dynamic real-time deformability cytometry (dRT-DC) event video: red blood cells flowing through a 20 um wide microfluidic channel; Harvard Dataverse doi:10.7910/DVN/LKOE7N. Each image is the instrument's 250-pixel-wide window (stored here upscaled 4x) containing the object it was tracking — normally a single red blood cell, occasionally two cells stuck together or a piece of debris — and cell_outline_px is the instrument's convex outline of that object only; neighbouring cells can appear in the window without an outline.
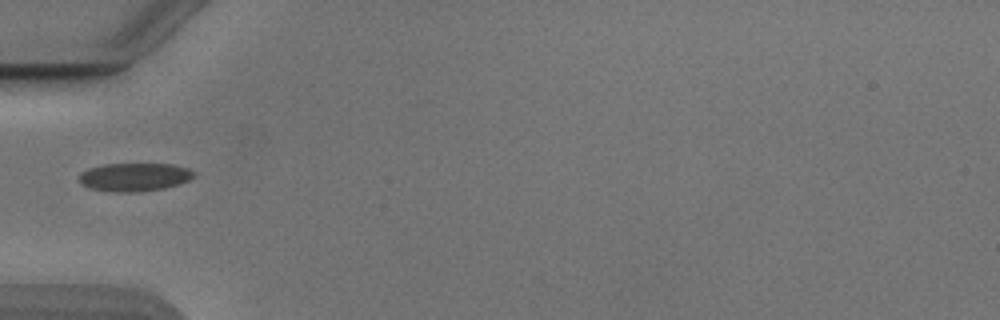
{"species": "Egyptian fruit bat (a non-hibernating species)", "species_latin": "Rousettus aegyptiacus", "temperature_condition": "cold", "stored_images_in_passage": 36, "camera_frame_rate_fps": 3000, "um_per_image_px": 0.085, "animal": {"sex": "male"}, "frame": {"image": 1, "passage_image": 1, "time_ms": 0.0, "image_size_px": [1000, 320], "cell_outline_px": [[196, 176], [188, 180], [164, 188], [140, 192], [112, 192], [92, 188], [84, 184], [80, 180], [80, 172], [88, 168], [104, 164], [172, 164], [188, 168], [196, 172]], "centroid_in_image_um": [11.46, 15.04], "position_along_channel_um": 73.5, "area_um2": 18.84}}
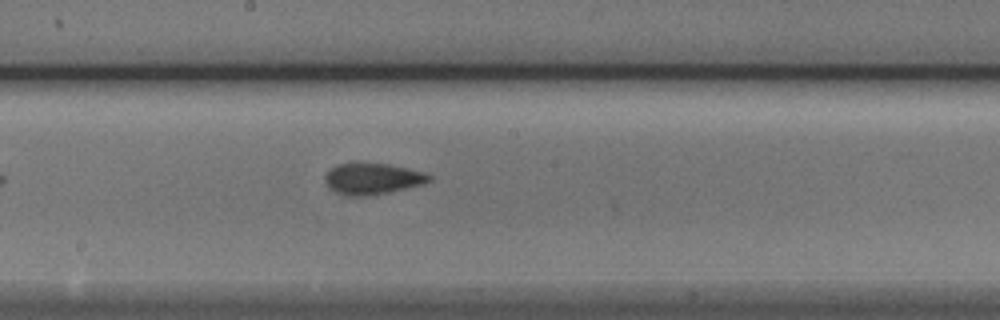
{"frame": {"image": 2, "passage_image": 12, "time_ms": 3.667, "image_size_px": [1000, 320], "cell_outline_px": [[432, 180], [424, 184], [388, 192], [368, 196], [344, 196], [328, 188], [324, 180], [324, 176], [336, 164], [356, 160], [388, 164], [424, 172], [432, 176]], "centroid_in_image_um": [31.61, 15.16], "position_along_channel_um": 216.6, "area_um2": 19.59}}
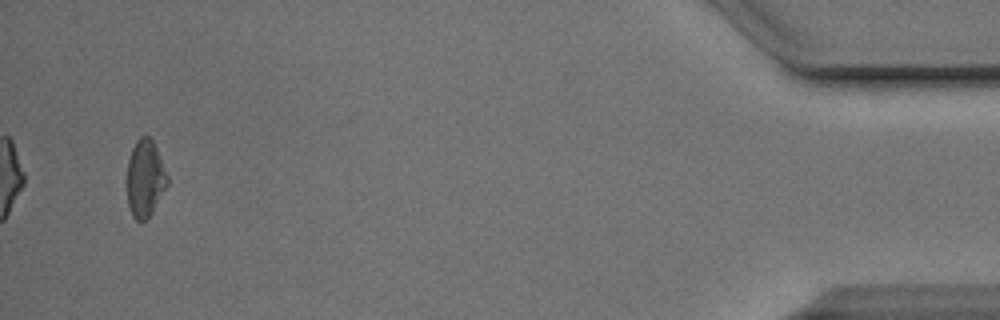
{"frame": {"image": 3, "passage_image": 34, "time_ms": 11.0, "image_size_px": [1000, 320], "cell_outline_px": [[168, 184], [152, 212], [144, 220], [136, 220], [132, 216], [128, 204], [128, 160], [132, 148], [136, 140], [140, 136], [148, 136], [152, 140], [156, 148], [168, 176]], "centroid_in_image_um": [12.34, 15.15], "position_along_channel_um": 422.9, "area_um2": 17.8}, "authors_computed_cell_mechanics": {"area_um2": 18.4093, "velocity_mm_per_s": 3.894, "shape_relaxation_time_tau1_ms": 4.4025, "shape_relaxation_time_tau2_ms": 1.2629, "deformation_change_tau1": 0.0994, "deformation_change_tau2": 0.0635}}